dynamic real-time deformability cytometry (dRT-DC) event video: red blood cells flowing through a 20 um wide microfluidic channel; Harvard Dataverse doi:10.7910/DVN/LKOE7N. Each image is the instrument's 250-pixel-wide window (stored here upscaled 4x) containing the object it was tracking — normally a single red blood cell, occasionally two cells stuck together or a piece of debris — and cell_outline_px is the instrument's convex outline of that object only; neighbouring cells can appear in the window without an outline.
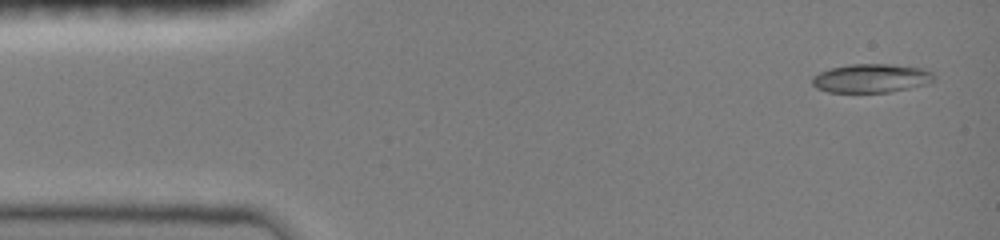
{"species": "common noctule bat (a hibernating species)", "species_latin": "Nyctalus noctula", "temperature_condition": "room temperature", "stored_images_in_passage": 7, "camera_frame_rate_fps": 3000, "um_per_image_px": 0.085, "animal": {"sex": "female", "body_mass_g": 19.0, "forearm_length_mm": 51.5}, "frame": {"image": 1, "passage_image": 1, "time_ms": 0.0, "image_size_px": [1000, 240], "cell_outline_px": [[936, 76], [932, 80], [924, 84], [908, 88], [888, 92], [828, 92], [816, 88], [812, 84], [812, 76], [820, 72], [832, 68], [848, 64], [892, 64], [920, 68], [932, 72]], "centroid_in_image_um": [74.01, 6.65], "position_along_channel_um": 11.0, "area_um2": 20.23}}
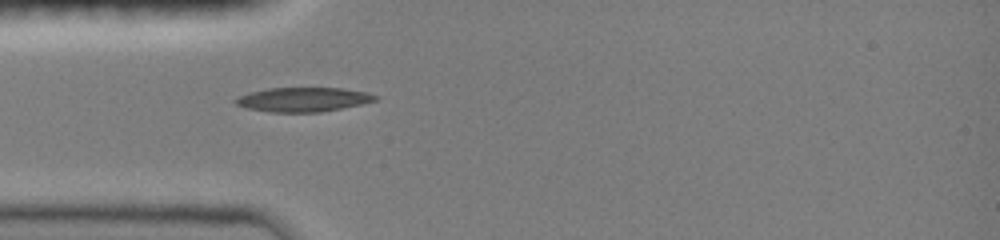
{"frame": {"image": 2, "passage_image": 7, "time_ms": 3.667, "image_size_px": [1000, 240], "cell_outline_px": [[376, 100], [360, 104], [320, 112], [268, 112], [248, 108], [236, 104], [232, 100], [248, 92], [268, 88], [344, 88], [368, 92], [376, 96]], "centroid_in_image_um": [25.73, 8.45], "position_along_channel_um": 59.3, "area_um2": 19.65}}